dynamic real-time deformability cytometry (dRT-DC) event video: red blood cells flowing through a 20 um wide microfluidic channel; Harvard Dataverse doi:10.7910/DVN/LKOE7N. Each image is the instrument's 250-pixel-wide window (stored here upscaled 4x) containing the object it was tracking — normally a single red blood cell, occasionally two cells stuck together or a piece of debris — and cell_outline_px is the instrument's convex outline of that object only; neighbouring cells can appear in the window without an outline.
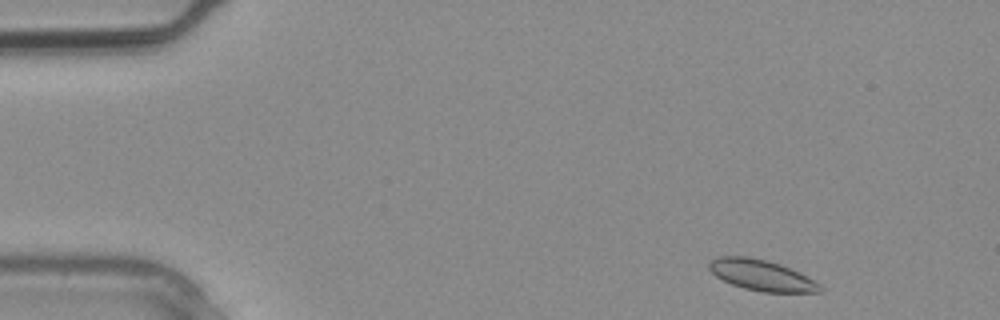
{"species": "common noctule bat (a hibernating species)", "species_latin": "Nyctalus noctula", "temperature_condition": "warm", "stored_images_in_passage": 3, "camera_frame_rate_fps": 3000, "um_per_image_px": 0.085, "animal": {"sex": "male", "body_mass_g": 20.4}, "frame": {"image": 1, "passage_image": 1, "time_ms": 0.0, "image_size_px": [1000, 320], "cell_outline_px": [[824, 288], [820, 292], [764, 292], [744, 288], [732, 284], [716, 276], [708, 268], [708, 264], [712, 260], [720, 256], [748, 256], [768, 260], [780, 264], [820, 284]], "centroid_in_image_um": [64.7, 23.39], "position_along_channel_um": 20.3, "area_um2": 19.59}}